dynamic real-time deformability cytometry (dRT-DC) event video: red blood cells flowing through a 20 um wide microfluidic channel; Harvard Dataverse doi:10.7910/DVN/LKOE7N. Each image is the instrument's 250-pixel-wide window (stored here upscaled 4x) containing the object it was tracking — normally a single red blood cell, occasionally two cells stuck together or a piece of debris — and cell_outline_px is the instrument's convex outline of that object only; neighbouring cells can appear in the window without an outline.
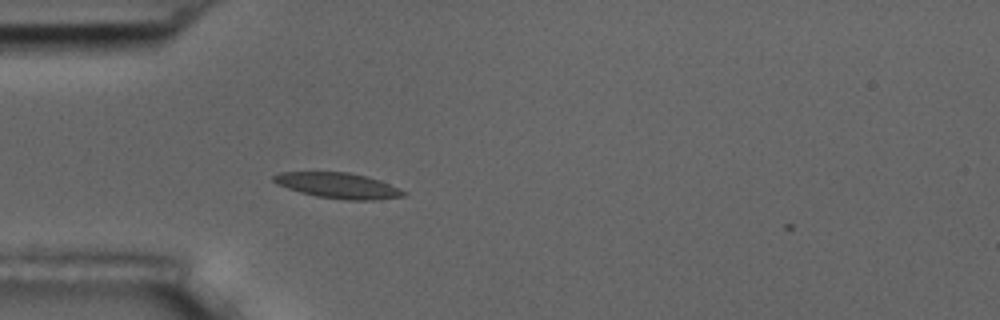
{"species": "common noctule bat (a hibernating species)", "species_latin": "Nyctalus noctula", "temperature_condition": "room temperature", "stored_images_in_passage": 1, "camera_frame_rate_fps": 3000, "um_per_image_px": 0.085, "animal": {"sex": "male", "body_mass_g": 17.5, "forearm_length_mm": 52.3}, "frame": {"image": 1, "passage_image": 1, "time_ms": 0.0, "image_size_px": [1000, 320], "cell_outline_px": [[408, 192], [404, 196], [372, 200], [348, 200], [316, 196], [300, 192], [276, 184], [272, 180], [272, 176], [280, 172], [348, 172], [380, 180]], "centroid_in_image_um": [28.72, 15.77], "position_along_channel_um": 56.3, "area_um2": 19.25}}